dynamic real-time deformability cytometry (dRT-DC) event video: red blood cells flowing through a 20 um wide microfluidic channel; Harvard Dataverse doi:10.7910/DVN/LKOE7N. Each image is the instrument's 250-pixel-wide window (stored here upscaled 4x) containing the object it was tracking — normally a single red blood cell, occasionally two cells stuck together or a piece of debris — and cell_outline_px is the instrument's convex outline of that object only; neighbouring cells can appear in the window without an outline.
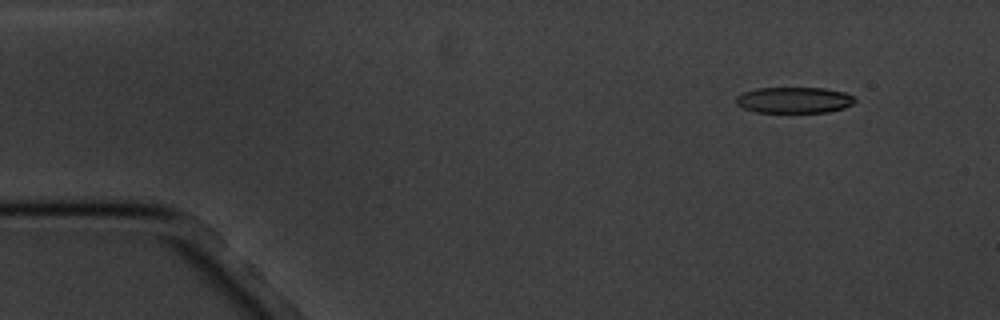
{"species": "common noctule bat (a hibernating species)", "species_latin": "Nyctalus noctula", "temperature_condition": "cold", "stored_images_in_passage": 4, "camera_frame_rate_fps": 3000, "um_per_image_px": 0.085, "animal": {"sex": "male", "body_mass_g": 20.1, "forearm_length_mm": 53.5}, "frame": {"image": 1, "passage_image": 1, "time_ms": 0.0, "image_size_px": [1000, 320], "cell_outline_px": [[856, 100], [852, 104], [844, 108], [828, 112], [756, 112], [744, 108], [736, 104], [736, 96], [744, 92], [756, 88], [824, 88], [844, 92], [856, 96]], "centroid_in_image_um": [67.52, 8.5], "position_along_channel_um": 17.5, "area_um2": 18.09}}
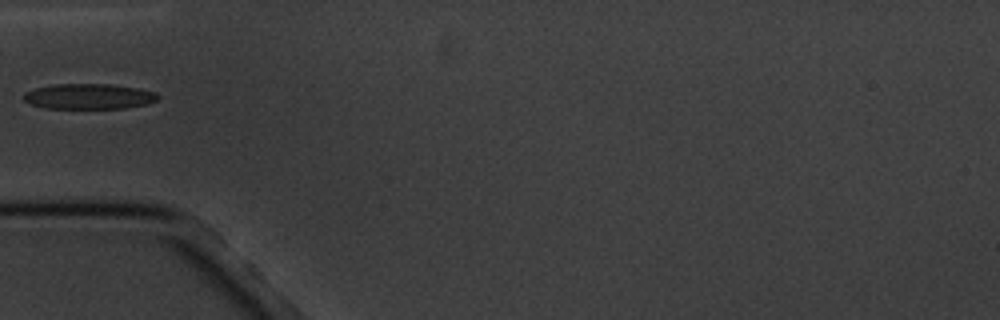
{"frame": {"image": 2, "passage_image": 4, "time_ms": 4.333, "image_size_px": [1000, 320], "cell_outline_px": [[160, 96], [156, 100], [148, 104], [124, 108], [44, 108], [28, 104], [24, 100], [24, 92], [36, 88], [52, 84], [112, 84], [140, 88], [156, 92]], "centroid_in_image_um": [7.56, 8.19], "position_along_channel_um": 77.4, "area_um2": 20.06}}